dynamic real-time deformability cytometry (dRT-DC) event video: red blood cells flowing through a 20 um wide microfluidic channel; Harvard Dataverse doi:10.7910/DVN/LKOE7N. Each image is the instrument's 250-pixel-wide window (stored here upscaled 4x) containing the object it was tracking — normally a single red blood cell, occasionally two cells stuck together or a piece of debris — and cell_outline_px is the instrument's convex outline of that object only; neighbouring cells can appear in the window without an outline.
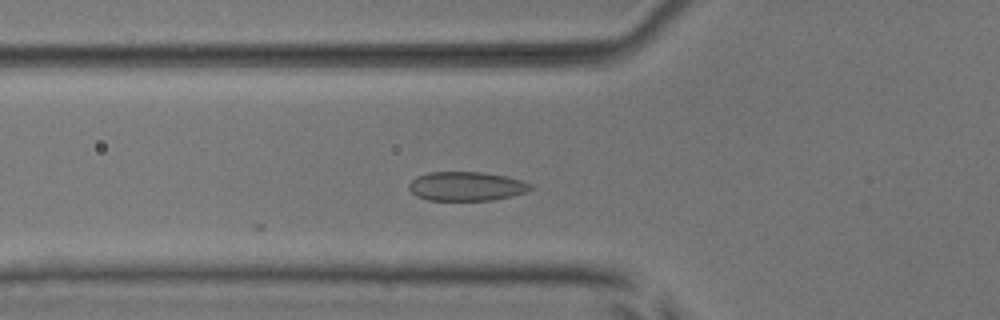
{"species": "common noctule bat (a hibernating species)", "species_latin": "Nyctalus noctula", "temperature_condition": "room temperature", "stored_images_in_passage": 26, "camera_frame_rate_fps": 3000, "um_per_image_px": 0.085, "animal": {"sex": "male", "body_mass_g": 17.9, "forearm_length_mm": 54.2}, "frame": {"image": 1, "passage_image": 2, "time_ms": 0.333, "image_size_px": [1000, 320], "cell_outline_px": [[532, 188], [528, 192], [512, 196], [492, 200], [428, 200], [416, 196], [408, 188], [408, 184], [416, 176], [428, 172], [484, 172], [524, 180], [532, 184]], "centroid_in_image_um": [39.66, 15.83], "position_along_channel_um": 86.1, "area_um2": 20.81}}
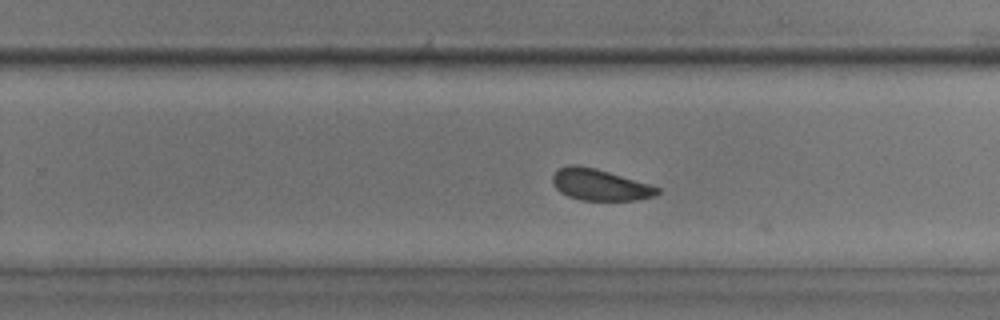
{"frame": {"image": 2, "passage_image": 17, "time_ms": 5.333, "image_size_px": [1000, 320], "cell_outline_px": [[660, 192], [652, 196], [636, 200], [580, 200], [568, 196], [560, 192], [552, 184], [552, 176], [560, 168], [568, 164], [576, 164], [596, 168], [648, 184], [660, 188]], "centroid_in_image_um": [50.94, 15.7], "position_along_channel_um": 278.9, "area_um2": 19.02}}
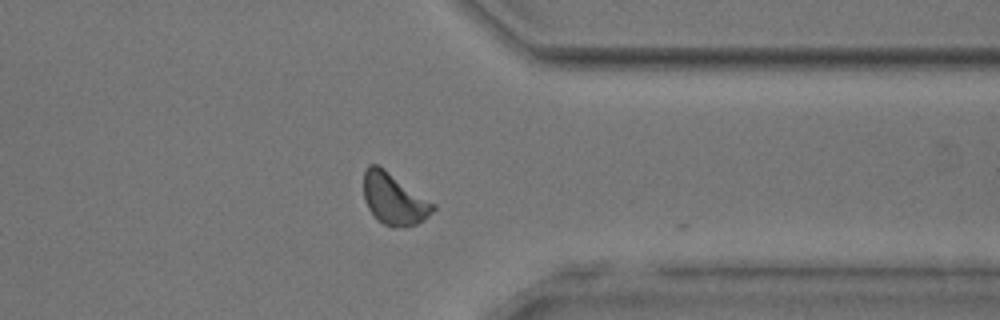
{"frame": {"image": 3, "passage_image": 25, "time_ms": 8.0, "image_size_px": [1000, 320], "cell_outline_px": [[436, 208], [424, 220], [416, 224], [404, 228], [392, 228], [376, 220], [368, 208], [364, 200], [364, 172], [368, 164], [376, 164], [384, 168], [436, 204]], "centroid_in_image_um": [33.49, 16.93], "position_along_channel_um": 377.9, "area_um2": 21.1}, "authors_computed_cell_mechanics": {"area_um2": 19.6231, "velocity_mm_per_s": 3.8728, "shape_relaxation_time_tau1_ms": 2.3352, "shape_relaxation_time_tau2_ms": 2.326, "deformation_change_tau1": 0.0661, "deformation_change_tau2": 0.0575}}